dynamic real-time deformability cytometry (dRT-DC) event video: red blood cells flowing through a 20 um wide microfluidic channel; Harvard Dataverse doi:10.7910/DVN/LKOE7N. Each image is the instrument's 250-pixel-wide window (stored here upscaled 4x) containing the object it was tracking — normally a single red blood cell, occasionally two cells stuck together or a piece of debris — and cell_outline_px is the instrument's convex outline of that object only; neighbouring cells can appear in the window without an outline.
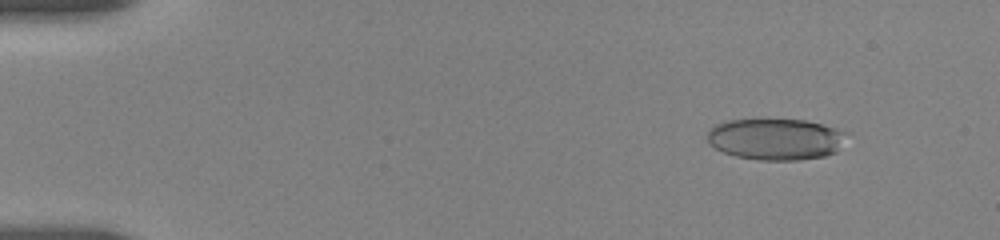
{"species": "human", "species_latin": "Homo sapiens", "temperature_condition": "room temperature", "stored_images_in_passage": 11, "camera_frame_rate_fps": 3000, "um_per_image_px": 0.085, "donor": {"sex": "female"}, "frame": {"image": 1, "passage_image": 2, "time_ms": 1.333, "image_size_px": [1000, 240], "cell_outline_px": [[852, 132], [836, 152], [824, 156], [800, 160], [760, 160], [736, 156], [724, 152], [708, 144], [708, 132], [716, 124], [728, 120], [804, 120]], "centroid_in_image_um": [66.0, 11.83], "position_along_channel_um": 19.0, "area_um2": 33.7}}
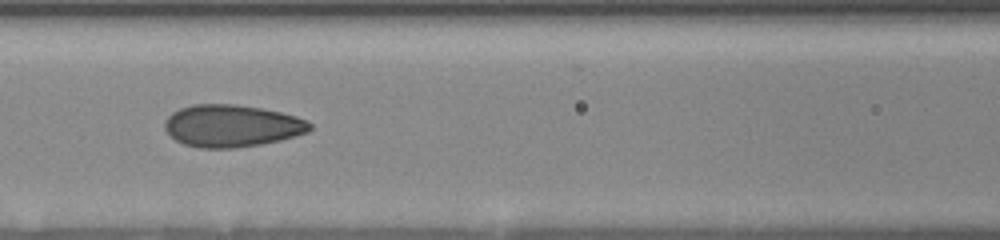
{"frame": {"image": 2, "passage_image": 8, "time_ms": 7.667, "image_size_px": [1000, 240], "cell_outline_px": [[312, 128], [308, 132], [296, 136], [280, 140], [260, 144], [236, 148], [196, 148], [184, 144], [176, 140], [164, 128], [164, 120], [172, 112], [180, 108], [192, 104], [236, 104], [260, 108], [280, 112], [296, 116], [312, 124]], "centroid_in_image_um": [19.68, 10.7], "position_along_channel_um": 146.9, "area_um2": 35.78}}
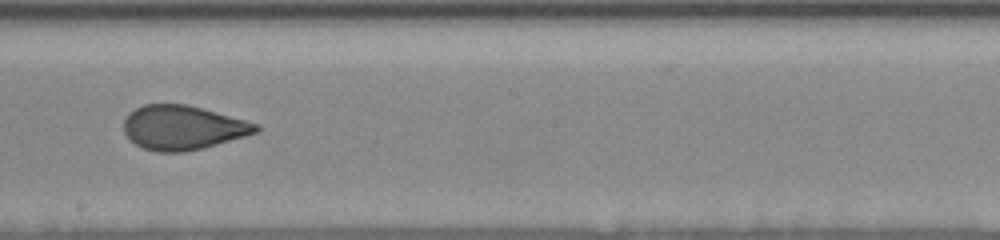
{"frame": {"image": 3, "passage_image": 10, "time_ms": 10.0, "image_size_px": [1000, 240], "cell_outline_px": [[260, 128], [256, 132], [244, 136], [204, 148], [184, 152], [156, 152], [144, 148], [136, 144], [124, 132], [124, 120], [128, 112], [144, 104], [188, 104], [260, 124]], "centroid_in_image_um": [15.53, 10.84], "position_along_channel_um": 232.7, "area_um2": 34.04}}